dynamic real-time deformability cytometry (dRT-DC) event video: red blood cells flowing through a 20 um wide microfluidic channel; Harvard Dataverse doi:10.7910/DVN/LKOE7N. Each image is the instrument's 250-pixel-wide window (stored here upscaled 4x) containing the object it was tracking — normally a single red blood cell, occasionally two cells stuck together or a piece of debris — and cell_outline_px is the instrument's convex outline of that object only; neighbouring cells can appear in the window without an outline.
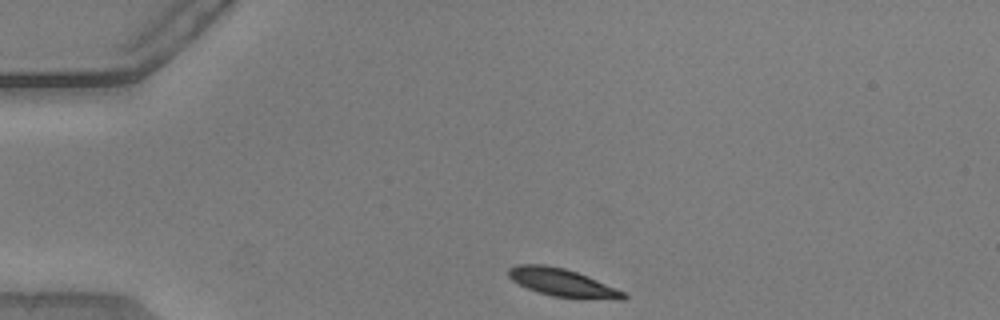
{"species": "common noctule bat (a hibernating species)", "species_latin": "Nyctalus noctula", "temperature_condition": "warm", "stored_images_in_passage": 43, "camera_frame_rate_fps": 3000, "um_per_image_px": 0.085, "animal": {"sex": "male", "body_mass_g": 20.5, "forearm_length_mm": 52.5}, "frame": {"image": 1, "passage_image": 1, "time_ms": 0.0, "image_size_px": [1000, 320], "cell_outline_px": [[628, 296], [624, 300], [620, 300], [552, 296], [528, 288], [512, 280], [508, 276], [508, 268], [516, 264], [544, 264], [564, 268], [588, 276], [624, 292]], "centroid_in_image_um": [47.79, 24.01], "position_along_channel_um": 37.2, "area_um2": 18.44}}
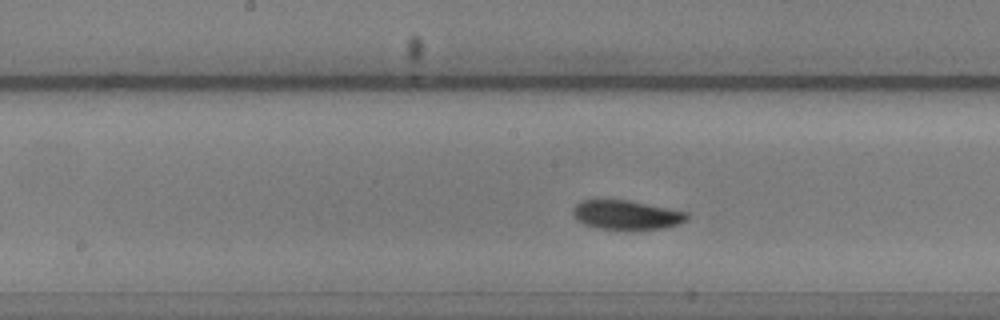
{"frame": {"image": 2, "passage_image": 17, "time_ms": 5.333, "image_size_px": [1000, 320], "cell_outline_px": [[688, 216], [684, 220], [676, 224], [664, 228], [596, 228], [584, 224], [576, 220], [572, 216], [572, 208], [580, 200], [628, 200], [688, 212]], "centroid_in_image_um": [53.17, 18.24], "position_along_channel_um": 195.0, "area_um2": 19.02}}
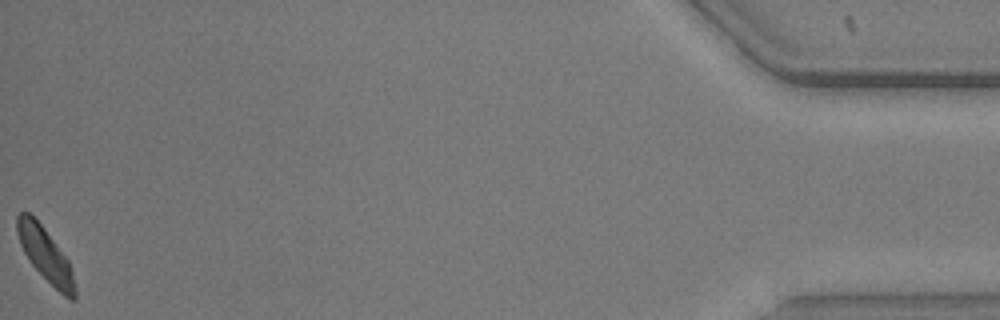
{"frame": {"image": 3, "passage_image": 43, "time_ms": 14.0, "image_size_px": [1000, 320], "cell_outline_px": [[76, 296], [72, 300], [68, 300], [28, 260], [20, 244], [16, 232], [16, 216], [20, 212], [28, 212], [44, 228], [68, 260], [72, 272], [76, 288]], "centroid_in_image_um": [3.84, 21.64], "position_along_channel_um": 431.4, "area_um2": 17.69}}